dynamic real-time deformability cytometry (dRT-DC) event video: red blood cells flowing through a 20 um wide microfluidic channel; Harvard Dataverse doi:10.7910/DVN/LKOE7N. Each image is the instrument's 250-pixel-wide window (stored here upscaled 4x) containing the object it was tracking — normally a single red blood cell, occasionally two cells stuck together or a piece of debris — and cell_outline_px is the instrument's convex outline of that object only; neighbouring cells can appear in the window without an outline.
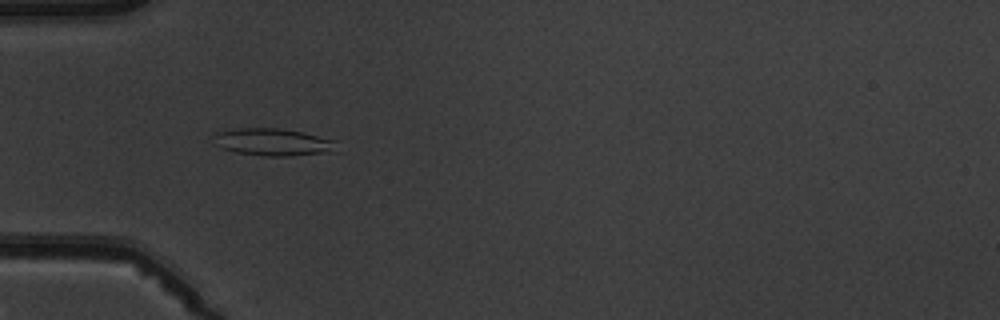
{"species": "common noctule bat (a hibernating species)", "species_latin": "Nyctalus noctula", "temperature_condition": "warm", "stored_images_in_passage": 5, "camera_frame_rate_fps": 3000, "um_per_image_px": 0.085, "animal": {"sex": "male", "body_mass_g": 19.5, "forearm_length_mm": 54.6}, "frame": {"image": 1, "passage_image": 4, "time_ms": 3.333, "image_size_px": [1000, 320], "cell_outline_px": [[336, 140], [324, 152], [292, 156], [264, 156], [236, 152], [220, 148], [216, 144], [212, 136], [216, 132], [240, 128], [280, 128], [304, 132]], "centroid_in_image_um": [23.07, 12.06], "position_along_channel_um": 61.9, "area_um2": 19.19}}